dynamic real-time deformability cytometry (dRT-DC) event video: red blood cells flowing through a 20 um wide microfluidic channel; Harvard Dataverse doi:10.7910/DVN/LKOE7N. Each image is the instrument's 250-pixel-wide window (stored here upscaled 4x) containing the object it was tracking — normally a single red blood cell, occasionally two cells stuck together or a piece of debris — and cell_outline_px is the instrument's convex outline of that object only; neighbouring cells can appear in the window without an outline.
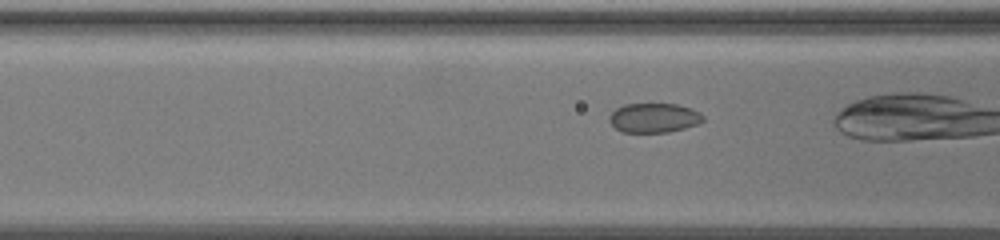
{"species": "common noctule bat (a hibernating species)", "species_latin": "Nyctalus noctula", "temperature_condition": "warm", "stored_images_in_passage": 50, "camera_frame_rate_fps": 3000, "um_per_image_px": 0.085, "animal": {"sex": "female", "body_mass_g": 19.5, "forearm_length_mm": 54.1}, "frame": {"image": 1, "passage_image": 25, "time_ms": 8.0, "image_size_px": [1000, 240], "cell_outline_px": [[704, 120], [700, 124], [668, 132], [620, 132], [608, 120], [608, 116], [616, 108], [624, 104], [676, 104], [692, 108], [700, 112], [704, 116]], "centroid_in_image_um": [55.6, 10.01], "position_along_channel_um": 111.0, "area_um2": 16.24}}
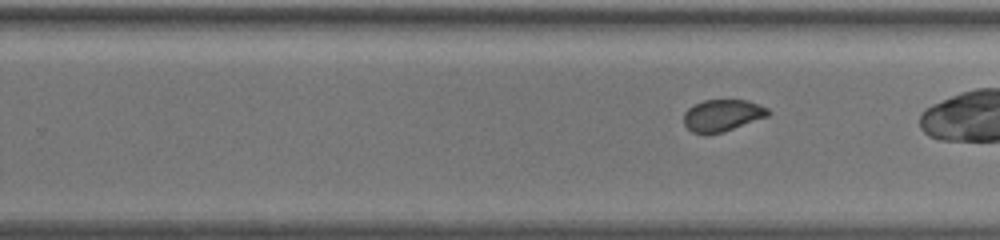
{"frame": {"image": 2, "passage_image": 39, "time_ms": 12.667, "image_size_px": [1000, 240], "cell_outline_px": [[772, 112], [768, 116], [724, 132], [704, 136], [692, 132], [684, 124], [684, 112], [692, 104], [704, 100], [748, 100], [768, 108]], "centroid_in_image_um": [61.38, 9.82], "position_along_channel_um": 268.4, "area_um2": 16.01}}
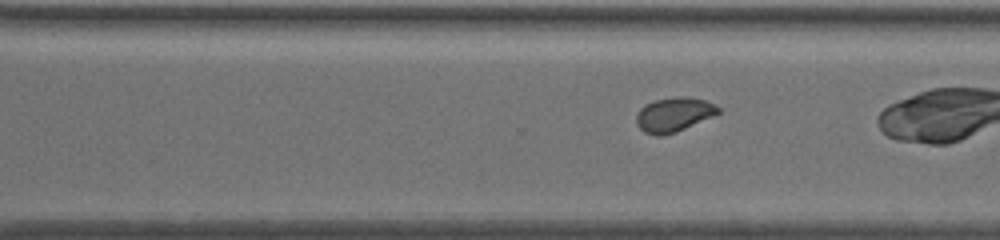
{"frame": {"image": 3, "passage_image": 43, "time_ms": 14.0, "image_size_px": [1000, 240], "cell_outline_px": [[720, 112], [712, 116], [676, 132], [660, 136], [656, 136], [644, 132], [636, 124], [636, 116], [640, 108], [644, 104], [656, 100], [680, 96], [688, 96], [704, 100], [720, 108]], "centroid_in_image_um": [57.24, 9.74], "position_along_channel_um": 313.4, "area_um2": 16.24}}